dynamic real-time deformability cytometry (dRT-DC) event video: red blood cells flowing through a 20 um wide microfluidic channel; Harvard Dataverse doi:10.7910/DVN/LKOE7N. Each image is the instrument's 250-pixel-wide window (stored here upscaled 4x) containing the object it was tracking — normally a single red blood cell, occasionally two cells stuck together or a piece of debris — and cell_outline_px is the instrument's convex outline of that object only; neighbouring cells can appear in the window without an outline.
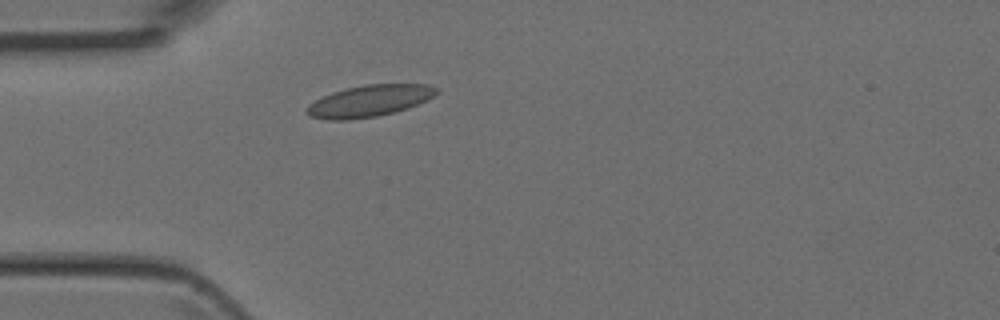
{"species": "Egyptian fruit bat (a non-hibernating species)", "species_latin": "Rousettus aegyptiacus", "temperature_condition": "room temperature", "stored_images_in_passage": 2, "camera_frame_rate_fps": 3000, "um_per_image_px": 0.085, "animal": {"sex": "female"}, "frame": {"image": 1, "passage_image": 2, "time_ms": 0.333, "image_size_px": [1000, 320], "cell_outline_px": [[440, 92], [408, 108], [376, 116], [348, 120], [328, 120], [308, 116], [304, 112], [304, 108], [308, 104], [332, 92], [344, 88], [364, 84], [432, 84], [440, 88]], "centroid_in_image_um": [31.36, 8.57], "position_along_channel_um": 53.6, "area_um2": 24.04}}